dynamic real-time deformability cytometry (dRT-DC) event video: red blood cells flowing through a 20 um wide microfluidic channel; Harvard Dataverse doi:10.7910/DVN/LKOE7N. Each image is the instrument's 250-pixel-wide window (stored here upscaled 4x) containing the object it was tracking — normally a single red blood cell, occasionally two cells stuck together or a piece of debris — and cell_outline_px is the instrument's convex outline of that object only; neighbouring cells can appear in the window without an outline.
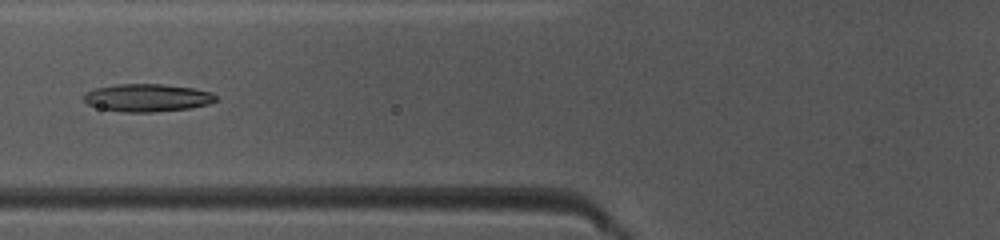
{"species": "common noctule bat (a hibernating species)", "species_latin": "Nyctalus noctula", "temperature_condition": "warm", "stored_images_in_passage": 49, "camera_frame_rate_fps": 3000, "um_per_image_px": 0.085, "animal": {"sex": "female", "body_mass_g": 10.0, "forearm_length_mm": 53.1}, "frame": {"image": 1, "passage_image": 20, "time_ms": 6.333, "image_size_px": [1000, 240], "cell_outline_px": [[216, 100], [208, 104], [192, 108], [152, 112], [124, 112], [100, 108], [88, 104], [84, 100], [84, 96], [88, 92], [96, 88], [116, 84], [160, 84], [192, 88], [212, 92], [216, 96]], "centroid_in_image_um": [12.54, 8.31], "position_along_channel_um": 113.3, "area_um2": 21.15}}
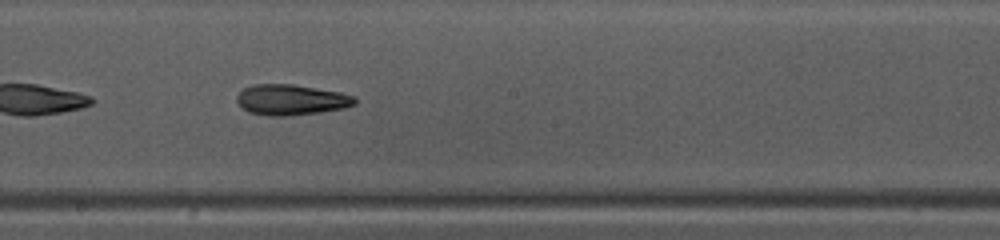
{"frame": {"image": 2, "passage_image": 28, "time_ms": 9.0, "image_size_px": [1000, 240], "cell_outline_px": [[356, 104], [344, 108], [320, 112], [288, 116], [268, 116], [248, 112], [236, 100], [236, 96], [244, 88], [256, 84], [292, 84], [340, 92], [356, 96]], "centroid_in_image_um": [24.77, 8.48], "position_along_channel_um": 223.4, "area_um2": 21.04}}
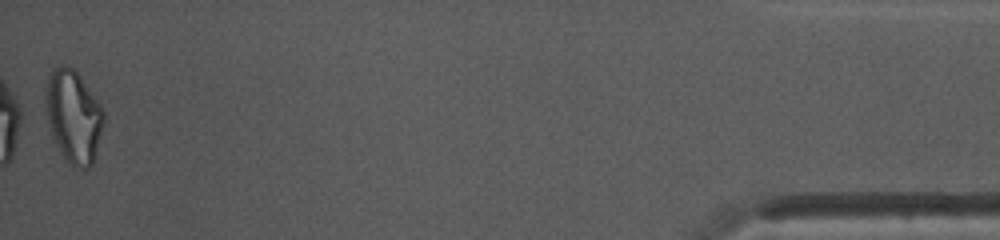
{"frame": {"image": 3, "passage_image": 49, "time_ms": 16.0, "image_size_px": [1000, 240], "cell_outline_px": [[104, 124], [92, 164], [88, 168], [80, 168], [72, 164], [60, 152], [52, 136], [48, 124], [44, 104], [44, 92], [48, 76], [52, 68], [60, 64], [68, 64], [80, 76], [104, 112]], "centroid_in_image_um": [6.2, 9.84], "position_along_channel_um": 429.0, "area_um2": 31.27}, "authors_computed_cell_mechanics": {"area_um2": 23.12, "velocity_mm_per_s": 4.1106, "shape_relaxation_time_tau1_ms": 5.4084, "shape_relaxation_time_tau2_ms": 7.3638, "deformation_change_tau1": 0.1631, "deformation_change_tau2": 0.1924}}